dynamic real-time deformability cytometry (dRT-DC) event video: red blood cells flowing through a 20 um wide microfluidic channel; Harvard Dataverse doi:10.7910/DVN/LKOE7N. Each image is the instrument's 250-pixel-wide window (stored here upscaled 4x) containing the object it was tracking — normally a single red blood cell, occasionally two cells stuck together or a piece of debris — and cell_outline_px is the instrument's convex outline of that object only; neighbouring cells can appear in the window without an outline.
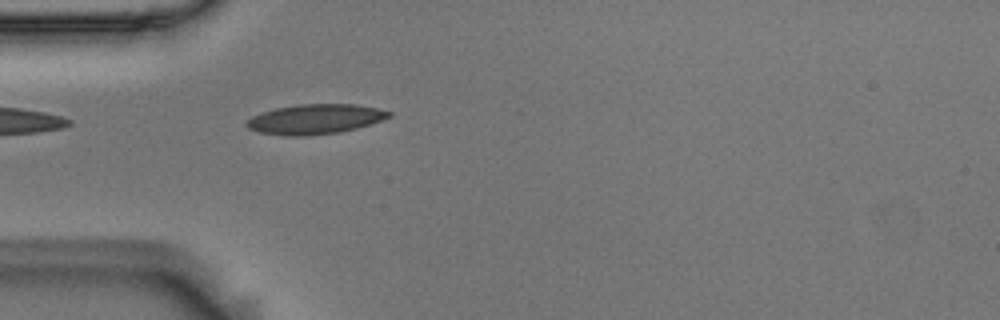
{"species": "Egyptian fruit bat (a non-hibernating species)", "species_latin": "Rousettus aegyptiacus", "temperature_condition": "room temperature", "stored_images_in_passage": 41, "camera_frame_rate_fps": 3000, "um_per_image_px": 0.085, "animal": {"sex": "male"}, "frame": {"image": 1, "passage_image": 3, "time_ms": 0.667, "image_size_px": [1000, 320], "cell_outline_px": [[392, 116], [356, 128], [340, 132], [304, 136], [288, 136], [260, 132], [248, 128], [244, 124], [252, 116], [276, 108], [300, 104], [352, 104], [376, 108], [392, 112]], "centroid_in_image_um": [26.77, 10.13], "position_along_channel_um": 58.2, "area_um2": 24.45}}
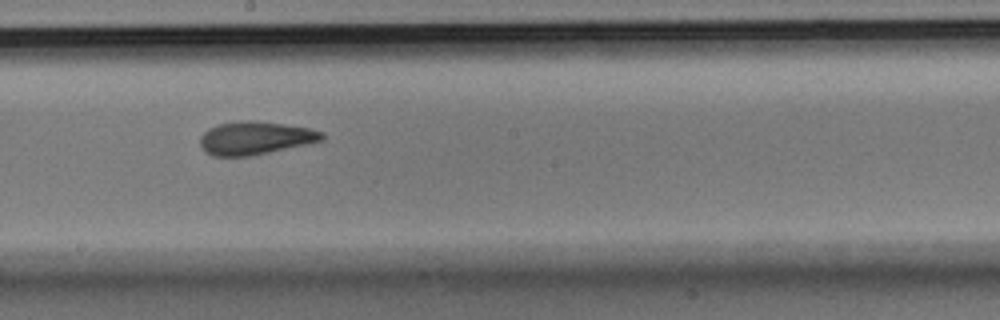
{"frame": {"image": 2, "passage_image": 17, "time_ms": 5.333, "image_size_px": [1000, 320], "cell_outline_px": [[324, 140], [308, 144], [252, 156], [212, 156], [200, 144], [200, 136], [208, 128], [220, 124], [244, 120], [252, 120], [308, 128], [324, 132]], "centroid_in_image_um": [21.71, 11.74], "position_along_channel_um": 226.5, "area_um2": 23.35}}
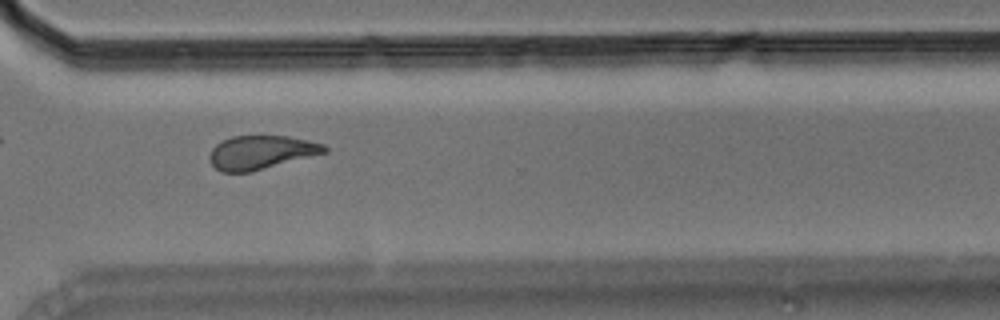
{"frame": {"image": 3, "passage_image": 27, "time_ms": 8.667, "image_size_px": [1000, 320], "cell_outline_px": [[328, 152], [248, 172], [220, 172], [212, 164], [208, 156], [212, 148], [216, 144], [232, 136], [288, 136], [308, 140], [324, 144], [328, 148]], "centroid_in_image_um": [22.19, 12.94], "position_along_channel_um": 348.4, "area_um2": 22.37}, "authors_computed_cell_mechanics": {"area_um2": 23.2356, "velocity_mm_per_s": 3.6631, "shape_relaxation_time_tau1_ms": 5.0123, "shape_relaxation_time_tau2_ms": 1.8972, "deformation_change_tau1": 0.1505, "deformation_change_tau2": 0.0784}}